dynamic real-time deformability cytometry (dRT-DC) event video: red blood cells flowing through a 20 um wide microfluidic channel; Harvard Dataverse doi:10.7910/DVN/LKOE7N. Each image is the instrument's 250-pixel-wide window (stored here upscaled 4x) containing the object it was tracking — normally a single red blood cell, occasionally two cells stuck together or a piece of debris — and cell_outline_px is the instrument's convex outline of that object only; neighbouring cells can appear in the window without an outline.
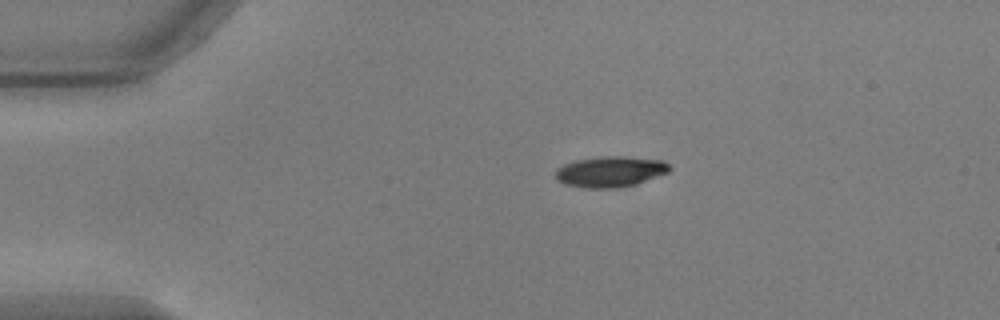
{"species": "common noctule bat (a hibernating species)", "species_latin": "Nyctalus noctula", "temperature_condition": "warm", "stored_images_in_passage": 44, "camera_frame_rate_fps": 3000, "um_per_image_px": 0.085, "animal": {"sex": "male", "body_mass_g": 17.9, "forearm_length_mm": 54.2}, "frame": {"image": 1, "passage_image": 1, "time_ms": 0.0, "image_size_px": [1000, 320], "cell_outline_px": [[672, 168], [668, 172], [636, 184], [616, 188], [584, 188], [564, 184], [556, 180], [556, 168], [564, 164], [576, 160], [600, 156], [624, 156], [664, 160]], "centroid_in_image_um": [51.86, 14.58], "position_along_channel_um": 33.1, "area_um2": 20.58}}
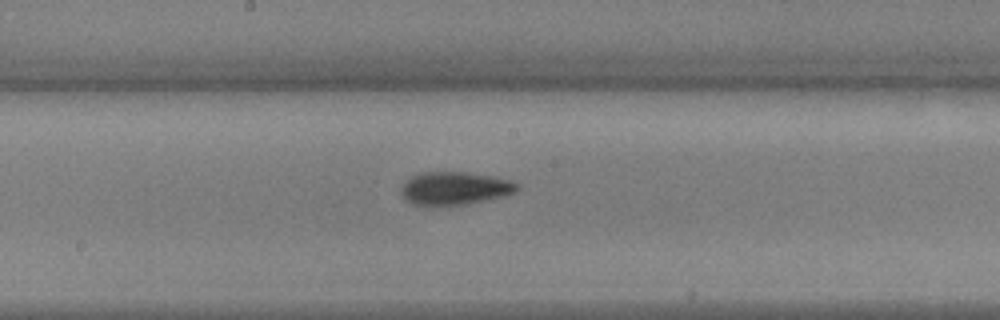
{"frame": {"image": 2, "passage_image": 19, "time_ms": 6.0, "image_size_px": [1000, 320], "cell_outline_px": [[520, 188], [516, 192], [504, 196], [468, 204], [436, 208], [428, 208], [412, 204], [404, 200], [400, 192], [400, 188], [404, 180], [420, 172], [468, 172], [496, 176], [508, 180], [516, 184]], "centroid_in_image_um": [38.57, 16.04], "position_along_channel_um": 209.6, "area_um2": 23.29}}
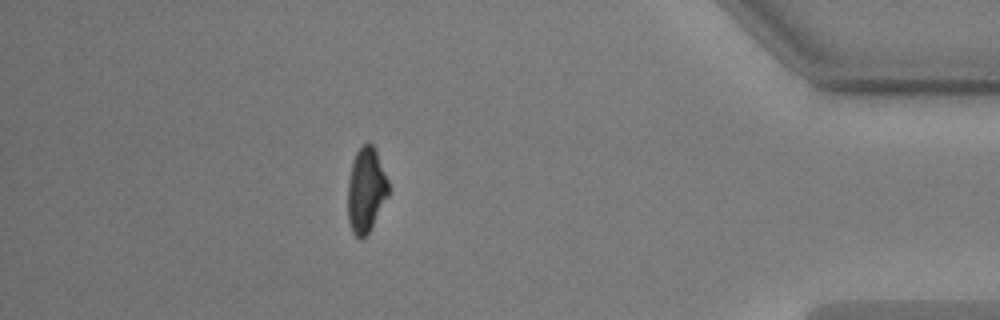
{"frame": {"image": 3, "passage_image": 38, "time_ms": 12.333, "image_size_px": [1000, 320], "cell_outline_px": [[388, 196], [368, 232], [360, 240], [352, 232], [348, 220], [348, 180], [352, 160], [356, 152], [368, 140], [376, 148], [388, 180]], "centroid_in_image_um": [31.1, 16.1], "position_along_channel_um": 404.1, "area_um2": 20.11}, "authors_computed_cell_mechanics": {"area_um2": 21.3282, "velocity_mm_per_s": 3.7327, "shape_relaxation_time_tau1_ms": 2.732, "shape_relaxation_time_tau2_ms": 3.6346, "deformation_change_tau1": 0.1345, "deformation_change_tau2": 0.0853}}